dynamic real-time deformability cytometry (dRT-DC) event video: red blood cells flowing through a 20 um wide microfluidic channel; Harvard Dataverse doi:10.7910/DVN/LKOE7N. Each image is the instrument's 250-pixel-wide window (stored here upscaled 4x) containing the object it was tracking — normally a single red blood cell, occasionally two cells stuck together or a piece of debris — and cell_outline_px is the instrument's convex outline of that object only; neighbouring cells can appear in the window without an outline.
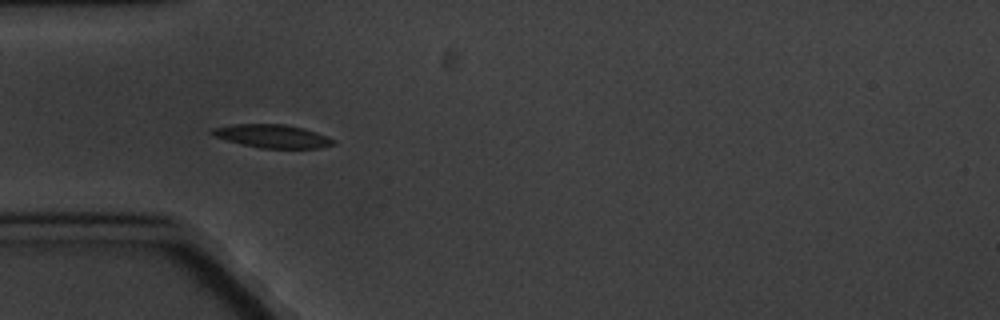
{"species": "common noctule bat (a hibernating species)", "species_latin": "Nyctalus noctula", "temperature_condition": "cold", "stored_images_in_passage": 2, "camera_frame_rate_fps": 3000, "um_per_image_px": 0.085, "animal": {"sex": "male", "body_mass_g": 20.1, "forearm_length_mm": 53.5}, "frame": {"image": 1, "passage_image": 1, "time_ms": 0.0, "image_size_px": [1000, 320], "cell_outline_px": [[336, 144], [320, 148], [260, 148], [228, 140], [216, 136], [208, 132], [212, 128], [232, 124], [284, 124], [304, 128], [316, 132], [336, 140]], "centroid_in_image_um": [23.19, 11.57], "position_along_channel_um": 61.8, "area_um2": 16.36}}